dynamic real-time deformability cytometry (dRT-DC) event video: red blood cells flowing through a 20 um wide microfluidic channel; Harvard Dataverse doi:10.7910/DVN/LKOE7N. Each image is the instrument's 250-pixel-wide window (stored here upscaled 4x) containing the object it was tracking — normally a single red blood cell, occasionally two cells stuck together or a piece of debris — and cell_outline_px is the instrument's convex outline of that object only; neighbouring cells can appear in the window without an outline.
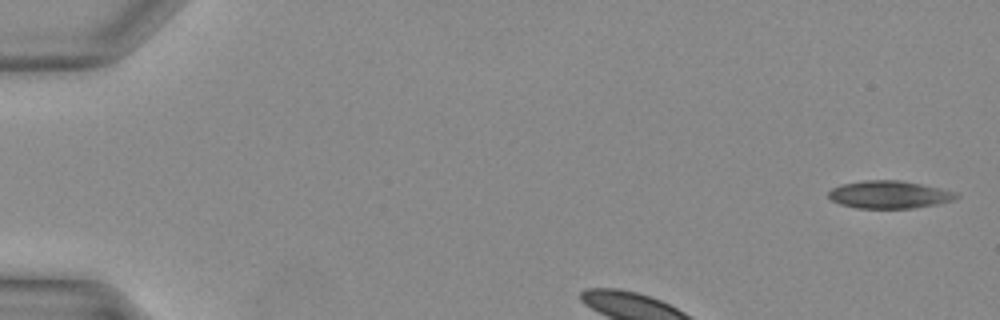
{"species": "Egyptian fruit bat (a non-hibernating species)", "species_latin": "Rousettus aegyptiacus", "temperature_condition": "warm", "stored_images_in_passage": 31, "camera_frame_rate_fps": 3000, "um_per_image_px": 0.085, "animal": {"sex": "female"}, "frame": {"image": 1, "passage_image": 1, "time_ms": 0.0, "image_size_px": [1000, 320], "cell_outline_px": [[960, 196], [952, 200], [936, 204], [912, 208], [856, 208], [840, 204], [832, 200], [828, 196], [828, 192], [832, 188], [844, 184], [864, 180], [900, 180], [940, 188], [956, 192]], "centroid_in_image_um": [75.58, 16.54], "position_along_channel_um": 9.4, "area_um2": 20.4}}
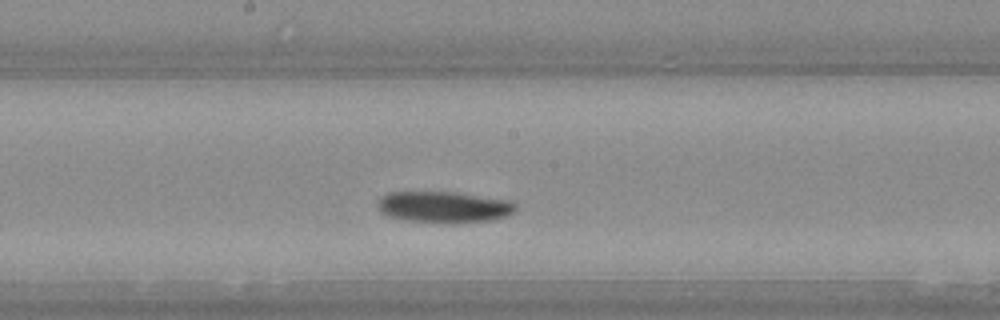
{"frame": {"image": 2, "passage_image": 16, "time_ms": 5.0, "image_size_px": [1000, 320], "cell_outline_px": [[516, 212], [508, 216], [492, 220], [448, 224], [404, 220], [384, 216], [380, 212], [376, 204], [388, 192], [452, 192], [508, 200], [516, 204]], "centroid_in_image_um": [37.72, 17.62], "position_along_channel_um": 210.5, "area_um2": 25.49}}
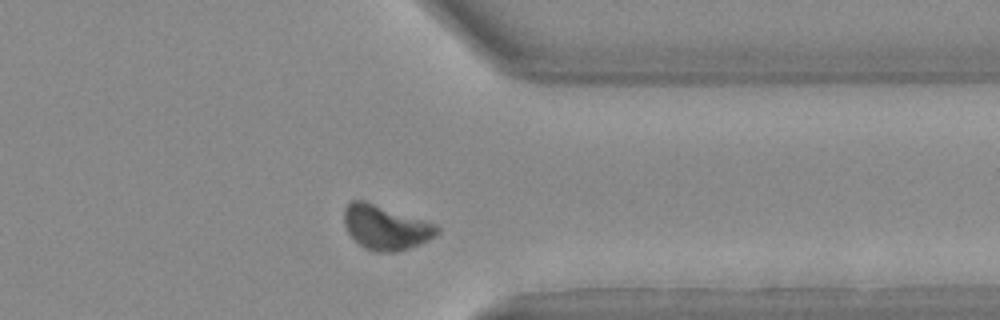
{"frame": {"image": 3, "passage_image": 26, "time_ms": 8.333, "image_size_px": [1000, 320], "cell_outline_px": [[440, 232], [428, 240], [408, 248], [396, 252], [376, 252], [364, 248], [348, 232], [344, 224], [344, 208], [352, 200], [364, 200], [436, 224], [440, 228]], "centroid_in_image_um": [32.77, 19.33], "position_along_channel_um": 378.6, "area_um2": 23.87}}